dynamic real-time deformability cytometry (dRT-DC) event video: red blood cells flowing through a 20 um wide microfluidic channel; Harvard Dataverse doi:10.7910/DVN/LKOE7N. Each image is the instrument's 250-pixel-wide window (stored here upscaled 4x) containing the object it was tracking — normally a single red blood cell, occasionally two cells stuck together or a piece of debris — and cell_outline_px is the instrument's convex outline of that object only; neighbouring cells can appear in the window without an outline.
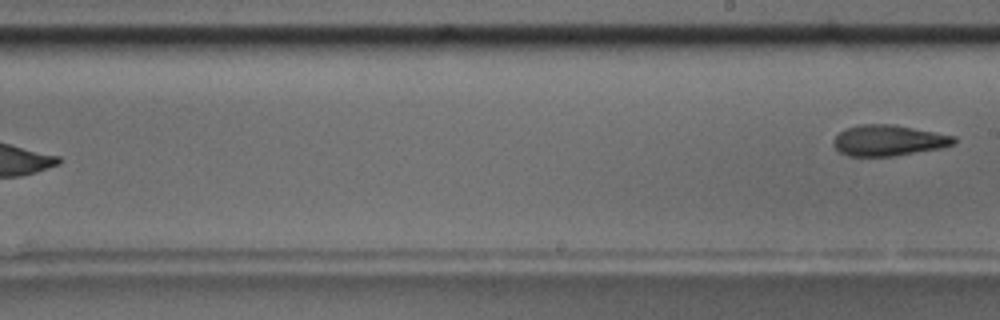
{"species": "common noctule bat (a hibernating species)", "species_latin": "Nyctalus noctula", "temperature_condition": "room temperature", "stored_images_in_passage": 11, "segment_of_instrument_passage": [2, 2], "camera_frame_rate_fps": 3000, "um_per_image_px": 0.085, "animal": {"sex": "male", "body_mass_g": 17.5, "forearm_length_mm": 52.3}, "frame": {"image": 1, "passage_image": 11, "time_ms": 11.667, "image_size_px": [1000, 320], "cell_outline_px": [[956, 140], [952, 144], [940, 148], [892, 156], [848, 156], [840, 152], [832, 144], [832, 140], [840, 132], [848, 128], [860, 124], [892, 124], [956, 136]], "centroid_in_image_um": [75.49, 11.93], "position_along_channel_um": 213.5, "area_um2": 21.44}}